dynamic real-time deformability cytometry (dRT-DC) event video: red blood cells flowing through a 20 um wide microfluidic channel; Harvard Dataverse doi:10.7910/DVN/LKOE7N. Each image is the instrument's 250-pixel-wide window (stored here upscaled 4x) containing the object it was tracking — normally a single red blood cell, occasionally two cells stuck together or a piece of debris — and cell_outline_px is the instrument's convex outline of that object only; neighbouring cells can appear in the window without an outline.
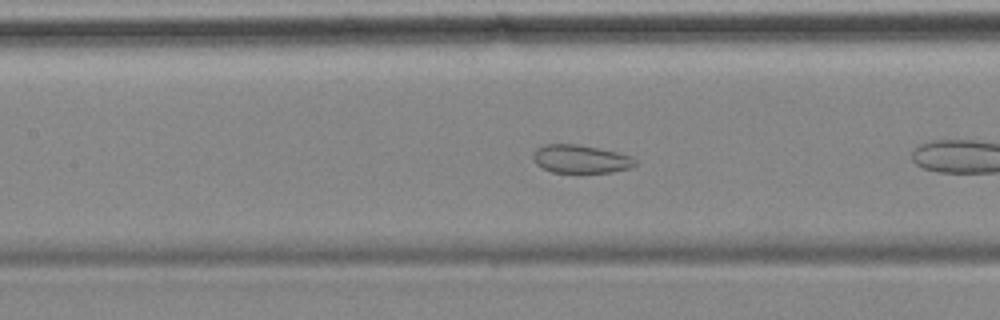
{"species": "common noctule bat (a hibernating species)", "species_latin": "Nyctalus noctula", "temperature_condition": "cold", "stored_images_in_passage": 13, "camera_frame_rate_fps": 3000, "um_per_image_px": 0.085, "animal": {"sex": "female", "body_mass_g": 18.4}, "frame": {"image": 1, "passage_image": 10, "time_ms": 3.0, "image_size_px": [1000, 320], "cell_outline_px": [[636, 164], [632, 168], [612, 172], [552, 172], [536, 164], [532, 160], [532, 156], [536, 148], [544, 144], [576, 144], [600, 148], [632, 156], [636, 160]], "centroid_in_image_um": [49.35, 13.51], "position_along_channel_um": 158.0, "area_um2": 16.88}}